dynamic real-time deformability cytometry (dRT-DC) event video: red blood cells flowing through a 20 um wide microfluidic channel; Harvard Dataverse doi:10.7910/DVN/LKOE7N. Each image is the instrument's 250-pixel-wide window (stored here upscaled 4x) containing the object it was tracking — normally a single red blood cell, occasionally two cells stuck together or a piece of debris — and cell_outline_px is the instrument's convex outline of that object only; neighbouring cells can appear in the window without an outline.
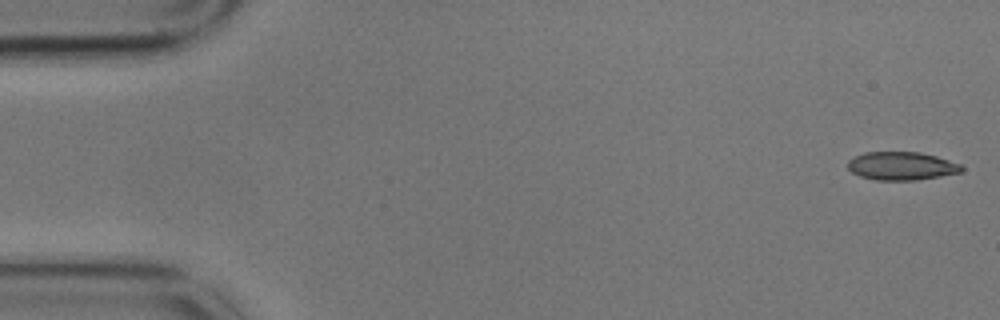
{"species": "common noctule bat (a hibernating species)", "species_latin": "Nyctalus noctula", "temperature_condition": "cold", "stored_images_in_passage": 12, "camera_frame_rate_fps": 3000, "um_per_image_px": 0.085, "animal": {"sex": "male", "body_mass_g": 17.9}, "frame": {"image": 1, "passage_image": 1, "time_ms": 0.0, "image_size_px": [1000, 320], "cell_outline_px": [[964, 168], [960, 172], [940, 176], [916, 180], [876, 180], [860, 176], [852, 172], [848, 168], [848, 160], [864, 152], [920, 152], [936, 156], [960, 164]], "centroid_in_image_um": [76.62, 14.1], "position_along_channel_um": 8.4, "area_um2": 18.61}}
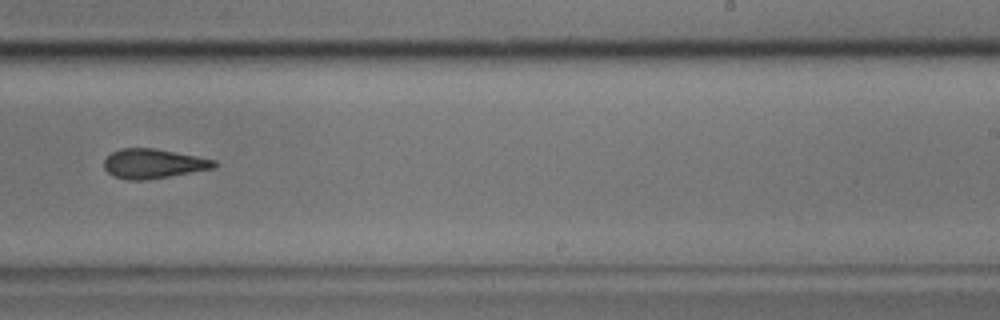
{"frame": {"image": 2, "passage_image": 10, "time_ms": 3.0, "image_size_px": [1000, 320], "cell_outline_px": [[220, 164], [216, 168], [144, 180], [128, 180], [112, 176], [104, 168], [104, 160], [112, 152], [120, 148], [152, 148], [196, 156], [216, 160]], "centroid_in_image_um": [13.04, 13.91], "position_along_channel_um": 276.0, "area_um2": 18.9}}
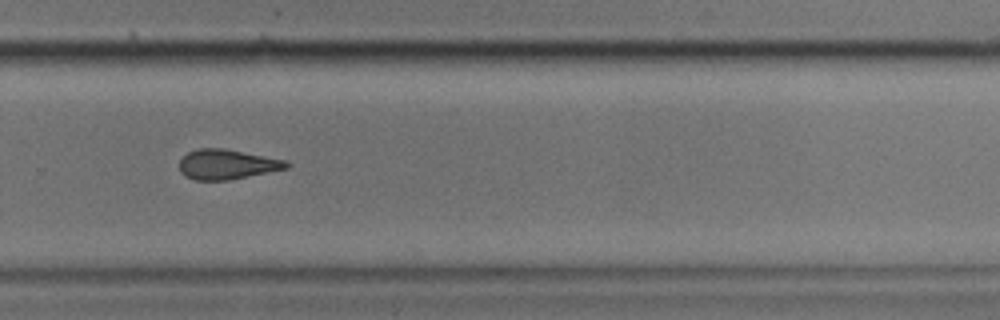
{"frame": {"image": 3, "passage_image": 11, "time_ms": 3.333, "image_size_px": [1000, 320], "cell_outline_px": [[292, 164], [288, 168], [228, 180], [196, 180], [184, 176], [180, 172], [180, 160], [188, 152], [196, 148], [224, 148], [288, 160]], "centroid_in_image_um": [19.31, 13.96], "position_along_channel_um": 310.5, "area_um2": 18.79}}